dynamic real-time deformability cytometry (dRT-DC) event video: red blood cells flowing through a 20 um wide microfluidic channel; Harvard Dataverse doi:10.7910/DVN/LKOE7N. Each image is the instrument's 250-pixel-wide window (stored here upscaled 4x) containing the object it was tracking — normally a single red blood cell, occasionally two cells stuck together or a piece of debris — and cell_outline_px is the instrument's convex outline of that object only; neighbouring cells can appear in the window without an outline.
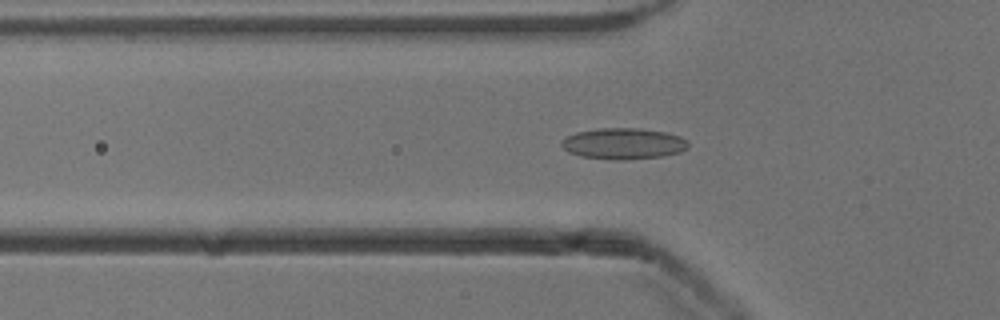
{"species": "common noctule bat (a hibernating species)", "species_latin": "Nyctalus noctula", "temperature_condition": "cold", "stored_images_in_passage": 35, "camera_frame_rate_fps": 3000, "um_per_image_px": 0.085, "animal": {"sex": "male", "body_mass_g": 13.3}, "frame": {"image": 1, "passage_image": 4, "time_ms": 1.0, "image_size_px": [1000, 320], "cell_outline_px": [[688, 148], [680, 152], [660, 156], [624, 160], [612, 160], [580, 156], [568, 152], [560, 144], [560, 140], [576, 132], [600, 128], [640, 128], [664, 132], [680, 136], [688, 140]], "centroid_in_image_um": [52.98, 12.21], "position_along_channel_um": 72.8, "area_um2": 23.06}}
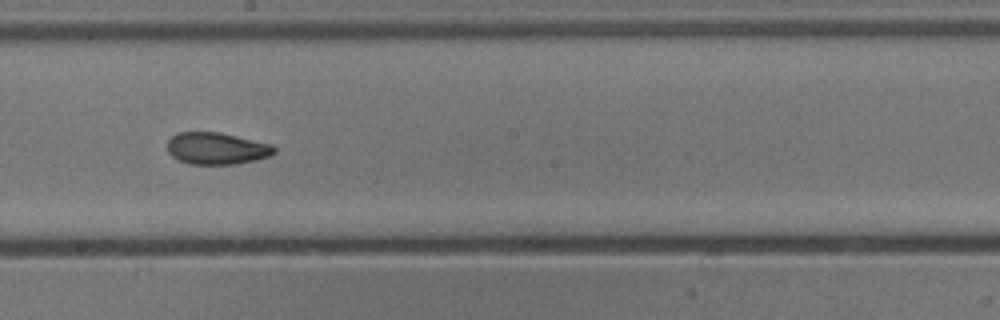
{"frame": {"image": 2, "passage_image": 16, "time_ms": 5.0, "image_size_px": [1000, 320], "cell_outline_px": [[276, 152], [268, 156], [256, 160], [236, 164], [192, 164], [180, 160], [172, 156], [168, 152], [168, 140], [176, 132], [220, 132], [272, 144], [276, 148]], "centroid_in_image_um": [18.43, 12.61], "position_along_channel_um": 229.8, "area_um2": 19.88}}
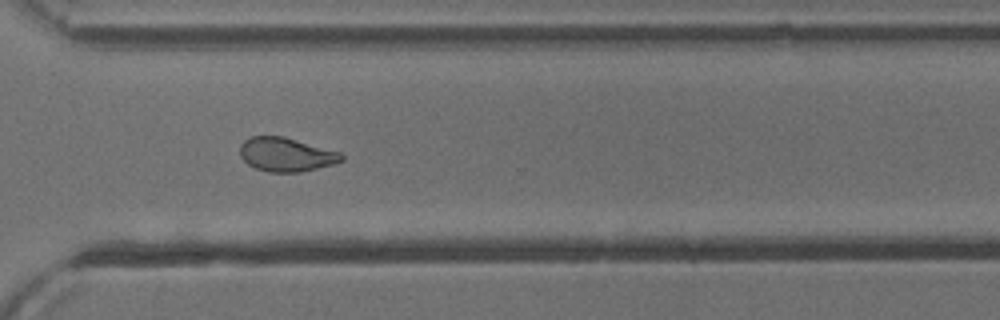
{"frame": {"image": 3, "passage_image": 25, "time_ms": 8.0, "image_size_px": [1000, 320], "cell_outline_px": [[344, 160], [332, 164], [300, 172], [268, 172], [256, 168], [248, 164], [240, 156], [240, 144], [244, 140], [252, 136], [284, 136], [340, 152], [344, 156]], "centroid_in_image_um": [24.3, 13.13], "position_along_channel_um": 346.3, "area_um2": 20.0}, "authors_computed_cell_mechanics": {"area_um2": 19.8254, "velocity_mm_per_s": 3.8933, "shape_relaxation_time_tau1_ms": null, "shape_relaxation_time_tau2_ms": 2.8829, "deformation_change_tau1": null, "deformation_change_tau2": 0.0844}}